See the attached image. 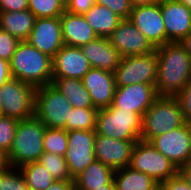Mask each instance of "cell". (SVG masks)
Instances as JSON below:
<instances>
[{"label": "cell", "mask_w": 191, "mask_h": 190, "mask_svg": "<svg viewBox=\"0 0 191 190\" xmlns=\"http://www.w3.org/2000/svg\"><path fill=\"white\" fill-rule=\"evenodd\" d=\"M96 190H115L114 185H104L103 188H99Z\"/></svg>", "instance_id": "obj_46"}, {"label": "cell", "mask_w": 191, "mask_h": 190, "mask_svg": "<svg viewBox=\"0 0 191 190\" xmlns=\"http://www.w3.org/2000/svg\"><path fill=\"white\" fill-rule=\"evenodd\" d=\"M28 9V0H0V12H14Z\"/></svg>", "instance_id": "obj_39"}, {"label": "cell", "mask_w": 191, "mask_h": 190, "mask_svg": "<svg viewBox=\"0 0 191 190\" xmlns=\"http://www.w3.org/2000/svg\"><path fill=\"white\" fill-rule=\"evenodd\" d=\"M98 37H108L122 20L106 6L95 4L84 15Z\"/></svg>", "instance_id": "obj_26"}, {"label": "cell", "mask_w": 191, "mask_h": 190, "mask_svg": "<svg viewBox=\"0 0 191 190\" xmlns=\"http://www.w3.org/2000/svg\"><path fill=\"white\" fill-rule=\"evenodd\" d=\"M51 84L67 98L73 107L95 108L82 79L53 77Z\"/></svg>", "instance_id": "obj_24"}, {"label": "cell", "mask_w": 191, "mask_h": 190, "mask_svg": "<svg viewBox=\"0 0 191 190\" xmlns=\"http://www.w3.org/2000/svg\"><path fill=\"white\" fill-rule=\"evenodd\" d=\"M159 96L175 97L191 79V56L180 42L156 47Z\"/></svg>", "instance_id": "obj_1"}, {"label": "cell", "mask_w": 191, "mask_h": 190, "mask_svg": "<svg viewBox=\"0 0 191 190\" xmlns=\"http://www.w3.org/2000/svg\"><path fill=\"white\" fill-rule=\"evenodd\" d=\"M159 184L162 186L163 190H191L189 184L179 172L175 176Z\"/></svg>", "instance_id": "obj_38"}, {"label": "cell", "mask_w": 191, "mask_h": 190, "mask_svg": "<svg viewBox=\"0 0 191 190\" xmlns=\"http://www.w3.org/2000/svg\"><path fill=\"white\" fill-rule=\"evenodd\" d=\"M25 178L17 167L7 166L0 171V190H24Z\"/></svg>", "instance_id": "obj_32"}, {"label": "cell", "mask_w": 191, "mask_h": 190, "mask_svg": "<svg viewBox=\"0 0 191 190\" xmlns=\"http://www.w3.org/2000/svg\"><path fill=\"white\" fill-rule=\"evenodd\" d=\"M18 121L5 115L0 116V151L5 155L12 146Z\"/></svg>", "instance_id": "obj_33"}, {"label": "cell", "mask_w": 191, "mask_h": 190, "mask_svg": "<svg viewBox=\"0 0 191 190\" xmlns=\"http://www.w3.org/2000/svg\"><path fill=\"white\" fill-rule=\"evenodd\" d=\"M150 143L179 169L191 161V124L158 135Z\"/></svg>", "instance_id": "obj_11"}, {"label": "cell", "mask_w": 191, "mask_h": 190, "mask_svg": "<svg viewBox=\"0 0 191 190\" xmlns=\"http://www.w3.org/2000/svg\"><path fill=\"white\" fill-rule=\"evenodd\" d=\"M153 190H163V188L160 184H158Z\"/></svg>", "instance_id": "obj_49"}, {"label": "cell", "mask_w": 191, "mask_h": 190, "mask_svg": "<svg viewBox=\"0 0 191 190\" xmlns=\"http://www.w3.org/2000/svg\"><path fill=\"white\" fill-rule=\"evenodd\" d=\"M95 4L96 0H70L65 6V11L75 15H84Z\"/></svg>", "instance_id": "obj_37"}, {"label": "cell", "mask_w": 191, "mask_h": 190, "mask_svg": "<svg viewBox=\"0 0 191 190\" xmlns=\"http://www.w3.org/2000/svg\"><path fill=\"white\" fill-rule=\"evenodd\" d=\"M186 124L180 104L175 97L159 96L144 112L141 140L150 142L154 137Z\"/></svg>", "instance_id": "obj_4"}, {"label": "cell", "mask_w": 191, "mask_h": 190, "mask_svg": "<svg viewBox=\"0 0 191 190\" xmlns=\"http://www.w3.org/2000/svg\"><path fill=\"white\" fill-rule=\"evenodd\" d=\"M115 190H153L159 183L151 176L127 166L114 172Z\"/></svg>", "instance_id": "obj_25"}, {"label": "cell", "mask_w": 191, "mask_h": 190, "mask_svg": "<svg viewBox=\"0 0 191 190\" xmlns=\"http://www.w3.org/2000/svg\"><path fill=\"white\" fill-rule=\"evenodd\" d=\"M68 147V131L63 128H47L44 132V152L65 156Z\"/></svg>", "instance_id": "obj_29"}, {"label": "cell", "mask_w": 191, "mask_h": 190, "mask_svg": "<svg viewBox=\"0 0 191 190\" xmlns=\"http://www.w3.org/2000/svg\"><path fill=\"white\" fill-rule=\"evenodd\" d=\"M26 185L35 190H46L56 179L38 161L21 166Z\"/></svg>", "instance_id": "obj_27"}, {"label": "cell", "mask_w": 191, "mask_h": 190, "mask_svg": "<svg viewBox=\"0 0 191 190\" xmlns=\"http://www.w3.org/2000/svg\"><path fill=\"white\" fill-rule=\"evenodd\" d=\"M82 82L88 90L95 108L103 109L112 104L116 89L113 72L90 68L83 76Z\"/></svg>", "instance_id": "obj_18"}, {"label": "cell", "mask_w": 191, "mask_h": 190, "mask_svg": "<svg viewBox=\"0 0 191 190\" xmlns=\"http://www.w3.org/2000/svg\"><path fill=\"white\" fill-rule=\"evenodd\" d=\"M12 78L29 83L34 87L45 86L52 83V58L27 41L18 44L10 61Z\"/></svg>", "instance_id": "obj_2"}, {"label": "cell", "mask_w": 191, "mask_h": 190, "mask_svg": "<svg viewBox=\"0 0 191 190\" xmlns=\"http://www.w3.org/2000/svg\"><path fill=\"white\" fill-rule=\"evenodd\" d=\"M166 43L179 42L191 33V9L177 0H160Z\"/></svg>", "instance_id": "obj_17"}, {"label": "cell", "mask_w": 191, "mask_h": 190, "mask_svg": "<svg viewBox=\"0 0 191 190\" xmlns=\"http://www.w3.org/2000/svg\"><path fill=\"white\" fill-rule=\"evenodd\" d=\"M27 42L51 58L65 45L60 17L36 18Z\"/></svg>", "instance_id": "obj_15"}, {"label": "cell", "mask_w": 191, "mask_h": 190, "mask_svg": "<svg viewBox=\"0 0 191 190\" xmlns=\"http://www.w3.org/2000/svg\"><path fill=\"white\" fill-rule=\"evenodd\" d=\"M129 20L155 47L166 44L160 1L152 5L133 7Z\"/></svg>", "instance_id": "obj_14"}, {"label": "cell", "mask_w": 191, "mask_h": 190, "mask_svg": "<svg viewBox=\"0 0 191 190\" xmlns=\"http://www.w3.org/2000/svg\"><path fill=\"white\" fill-rule=\"evenodd\" d=\"M63 3H64V5L66 6V4L70 1V0H61Z\"/></svg>", "instance_id": "obj_50"}, {"label": "cell", "mask_w": 191, "mask_h": 190, "mask_svg": "<svg viewBox=\"0 0 191 190\" xmlns=\"http://www.w3.org/2000/svg\"><path fill=\"white\" fill-rule=\"evenodd\" d=\"M137 141H125L96 134L95 159L114 170L129 166Z\"/></svg>", "instance_id": "obj_16"}, {"label": "cell", "mask_w": 191, "mask_h": 190, "mask_svg": "<svg viewBox=\"0 0 191 190\" xmlns=\"http://www.w3.org/2000/svg\"><path fill=\"white\" fill-rule=\"evenodd\" d=\"M96 4L108 7L121 19H129L133 8L130 0H96Z\"/></svg>", "instance_id": "obj_35"}, {"label": "cell", "mask_w": 191, "mask_h": 190, "mask_svg": "<svg viewBox=\"0 0 191 190\" xmlns=\"http://www.w3.org/2000/svg\"><path fill=\"white\" fill-rule=\"evenodd\" d=\"M113 73L116 86H128L139 83L156 86V51L149 54L122 57L120 64Z\"/></svg>", "instance_id": "obj_9"}, {"label": "cell", "mask_w": 191, "mask_h": 190, "mask_svg": "<svg viewBox=\"0 0 191 190\" xmlns=\"http://www.w3.org/2000/svg\"><path fill=\"white\" fill-rule=\"evenodd\" d=\"M179 2H182L184 5H186L188 8L191 9V0H177Z\"/></svg>", "instance_id": "obj_47"}, {"label": "cell", "mask_w": 191, "mask_h": 190, "mask_svg": "<svg viewBox=\"0 0 191 190\" xmlns=\"http://www.w3.org/2000/svg\"><path fill=\"white\" fill-rule=\"evenodd\" d=\"M20 41L0 28V58L11 61L14 52Z\"/></svg>", "instance_id": "obj_34"}, {"label": "cell", "mask_w": 191, "mask_h": 190, "mask_svg": "<svg viewBox=\"0 0 191 190\" xmlns=\"http://www.w3.org/2000/svg\"><path fill=\"white\" fill-rule=\"evenodd\" d=\"M74 180H55L46 190H71Z\"/></svg>", "instance_id": "obj_41"}, {"label": "cell", "mask_w": 191, "mask_h": 190, "mask_svg": "<svg viewBox=\"0 0 191 190\" xmlns=\"http://www.w3.org/2000/svg\"><path fill=\"white\" fill-rule=\"evenodd\" d=\"M80 49L88 59L91 68L114 72L122 58L106 37H98L80 46Z\"/></svg>", "instance_id": "obj_20"}, {"label": "cell", "mask_w": 191, "mask_h": 190, "mask_svg": "<svg viewBox=\"0 0 191 190\" xmlns=\"http://www.w3.org/2000/svg\"><path fill=\"white\" fill-rule=\"evenodd\" d=\"M36 17L29 10L0 12V28L16 37L20 42L27 41Z\"/></svg>", "instance_id": "obj_23"}, {"label": "cell", "mask_w": 191, "mask_h": 190, "mask_svg": "<svg viewBox=\"0 0 191 190\" xmlns=\"http://www.w3.org/2000/svg\"><path fill=\"white\" fill-rule=\"evenodd\" d=\"M179 173L183 176V178L186 180L191 188V161H189L186 165L180 167Z\"/></svg>", "instance_id": "obj_42"}, {"label": "cell", "mask_w": 191, "mask_h": 190, "mask_svg": "<svg viewBox=\"0 0 191 190\" xmlns=\"http://www.w3.org/2000/svg\"><path fill=\"white\" fill-rule=\"evenodd\" d=\"M12 78L10 62L0 58V87Z\"/></svg>", "instance_id": "obj_40"}, {"label": "cell", "mask_w": 191, "mask_h": 190, "mask_svg": "<svg viewBox=\"0 0 191 190\" xmlns=\"http://www.w3.org/2000/svg\"><path fill=\"white\" fill-rule=\"evenodd\" d=\"M8 166L6 155L0 151V171Z\"/></svg>", "instance_id": "obj_45"}, {"label": "cell", "mask_w": 191, "mask_h": 190, "mask_svg": "<svg viewBox=\"0 0 191 190\" xmlns=\"http://www.w3.org/2000/svg\"><path fill=\"white\" fill-rule=\"evenodd\" d=\"M107 38L121 57L149 54L156 50L129 19H122Z\"/></svg>", "instance_id": "obj_12"}, {"label": "cell", "mask_w": 191, "mask_h": 190, "mask_svg": "<svg viewBox=\"0 0 191 190\" xmlns=\"http://www.w3.org/2000/svg\"><path fill=\"white\" fill-rule=\"evenodd\" d=\"M53 77L82 79L91 68L80 47L64 45L52 58Z\"/></svg>", "instance_id": "obj_19"}, {"label": "cell", "mask_w": 191, "mask_h": 190, "mask_svg": "<svg viewBox=\"0 0 191 190\" xmlns=\"http://www.w3.org/2000/svg\"><path fill=\"white\" fill-rule=\"evenodd\" d=\"M142 116L131 110H119L110 105L98 109L96 134L125 141H139L142 132Z\"/></svg>", "instance_id": "obj_5"}, {"label": "cell", "mask_w": 191, "mask_h": 190, "mask_svg": "<svg viewBox=\"0 0 191 190\" xmlns=\"http://www.w3.org/2000/svg\"><path fill=\"white\" fill-rule=\"evenodd\" d=\"M24 190H35L34 188H30L28 186H26V188Z\"/></svg>", "instance_id": "obj_51"}, {"label": "cell", "mask_w": 191, "mask_h": 190, "mask_svg": "<svg viewBox=\"0 0 191 190\" xmlns=\"http://www.w3.org/2000/svg\"><path fill=\"white\" fill-rule=\"evenodd\" d=\"M179 42L185 48L186 52L191 56V33H189Z\"/></svg>", "instance_id": "obj_43"}, {"label": "cell", "mask_w": 191, "mask_h": 190, "mask_svg": "<svg viewBox=\"0 0 191 190\" xmlns=\"http://www.w3.org/2000/svg\"><path fill=\"white\" fill-rule=\"evenodd\" d=\"M97 112V108L73 107L64 129L68 132L72 130H95Z\"/></svg>", "instance_id": "obj_28"}, {"label": "cell", "mask_w": 191, "mask_h": 190, "mask_svg": "<svg viewBox=\"0 0 191 190\" xmlns=\"http://www.w3.org/2000/svg\"><path fill=\"white\" fill-rule=\"evenodd\" d=\"M73 106L52 84L36 88L34 116L47 128H65Z\"/></svg>", "instance_id": "obj_6"}, {"label": "cell", "mask_w": 191, "mask_h": 190, "mask_svg": "<svg viewBox=\"0 0 191 190\" xmlns=\"http://www.w3.org/2000/svg\"><path fill=\"white\" fill-rule=\"evenodd\" d=\"M36 87L11 78L0 87L3 115L16 120H24L34 116Z\"/></svg>", "instance_id": "obj_8"}, {"label": "cell", "mask_w": 191, "mask_h": 190, "mask_svg": "<svg viewBox=\"0 0 191 190\" xmlns=\"http://www.w3.org/2000/svg\"><path fill=\"white\" fill-rule=\"evenodd\" d=\"M175 98L180 104L186 123L191 124V79L185 84Z\"/></svg>", "instance_id": "obj_36"}, {"label": "cell", "mask_w": 191, "mask_h": 190, "mask_svg": "<svg viewBox=\"0 0 191 190\" xmlns=\"http://www.w3.org/2000/svg\"><path fill=\"white\" fill-rule=\"evenodd\" d=\"M129 167L144 172L158 183L175 176L179 169L159 152L150 142L139 140L136 142Z\"/></svg>", "instance_id": "obj_7"}, {"label": "cell", "mask_w": 191, "mask_h": 190, "mask_svg": "<svg viewBox=\"0 0 191 190\" xmlns=\"http://www.w3.org/2000/svg\"><path fill=\"white\" fill-rule=\"evenodd\" d=\"M38 162L47 169V171L56 179V180H73L69 169L68 164L64 156L53 154L50 152H44Z\"/></svg>", "instance_id": "obj_30"}, {"label": "cell", "mask_w": 191, "mask_h": 190, "mask_svg": "<svg viewBox=\"0 0 191 190\" xmlns=\"http://www.w3.org/2000/svg\"><path fill=\"white\" fill-rule=\"evenodd\" d=\"M28 9L36 18L60 17L65 11L61 0H28Z\"/></svg>", "instance_id": "obj_31"}, {"label": "cell", "mask_w": 191, "mask_h": 190, "mask_svg": "<svg viewBox=\"0 0 191 190\" xmlns=\"http://www.w3.org/2000/svg\"><path fill=\"white\" fill-rule=\"evenodd\" d=\"M3 115V107H2V101L0 99V116Z\"/></svg>", "instance_id": "obj_48"}, {"label": "cell", "mask_w": 191, "mask_h": 190, "mask_svg": "<svg viewBox=\"0 0 191 190\" xmlns=\"http://www.w3.org/2000/svg\"><path fill=\"white\" fill-rule=\"evenodd\" d=\"M46 126L35 116L19 120L15 137L6 155L8 166H21L37 162L44 153L43 138Z\"/></svg>", "instance_id": "obj_3"}, {"label": "cell", "mask_w": 191, "mask_h": 190, "mask_svg": "<svg viewBox=\"0 0 191 190\" xmlns=\"http://www.w3.org/2000/svg\"><path fill=\"white\" fill-rule=\"evenodd\" d=\"M114 172L113 168L95 160L73 179L74 187L77 190H96L104 185H114Z\"/></svg>", "instance_id": "obj_22"}, {"label": "cell", "mask_w": 191, "mask_h": 190, "mask_svg": "<svg viewBox=\"0 0 191 190\" xmlns=\"http://www.w3.org/2000/svg\"><path fill=\"white\" fill-rule=\"evenodd\" d=\"M63 41L66 46L80 47L98 38L83 15L67 11L60 16Z\"/></svg>", "instance_id": "obj_21"}, {"label": "cell", "mask_w": 191, "mask_h": 190, "mask_svg": "<svg viewBox=\"0 0 191 190\" xmlns=\"http://www.w3.org/2000/svg\"><path fill=\"white\" fill-rule=\"evenodd\" d=\"M95 137V130H72L68 132V147L64 158L72 179L96 160Z\"/></svg>", "instance_id": "obj_10"}, {"label": "cell", "mask_w": 191, "mask_h": 190, "mask_svg": "<svg viewBox=\"0 0 191 190\" xmlns=\"http://www.w3.org/2000/svg\"><path fill=\"white\" fill-rule=\"evenodd\" d=\"M158 97L156 86L150 84L116 86L111 105L119 110H131L143 117L144 112Z\"/></svg>", "instance_id": "obj_13"}, {"label": "cell", "mask_w": 191, "mask_h": 190, "mask_svg": "<svg viewBox=\"0 0 191 190\" xmlns=\"http://www.w3.org/2000/svg\"><path fill=\"white\" fill-rule=\"evenodd\" d=\"M160 0H130L132 7L136 6H144V5H152Z\"/></svg>", "instance_id": "obj_44"}]
</instances>
